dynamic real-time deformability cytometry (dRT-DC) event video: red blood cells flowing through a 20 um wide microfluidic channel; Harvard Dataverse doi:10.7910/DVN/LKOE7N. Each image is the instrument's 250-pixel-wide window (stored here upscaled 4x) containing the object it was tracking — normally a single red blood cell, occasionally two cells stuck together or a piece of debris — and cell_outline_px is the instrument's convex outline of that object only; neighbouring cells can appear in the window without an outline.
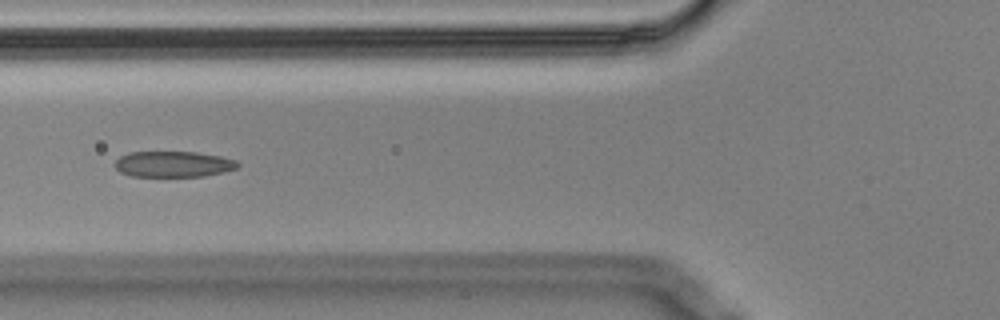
{"species": "Egyptian fruit bat (a non-hibernating species)", "species_latin": "Rousettus aegyptiacus", "temperature_condition": "cold", "stored_images_in_passage": 9, "camera_frame_rate_fps": 3000, "um_per_image_px": 0.085, "animal": {"sex": "male"}, "frame": {"image": 1, "passage_image": 6, "time_ms": 1.667, "image_size_px": [1000, 320], "cell_outline_px": [[240, 164], [236, 168], [224, 172], [204, 176], [132, 176], [120, 172], [112, 164], [120, 156], [128, 152], [196, 152], [220, 156], [236, 160]], "centroid_in_image_um": [14.71, 13.95], "position_along_channel_um": 111.1, "area_um2": 18.55}}
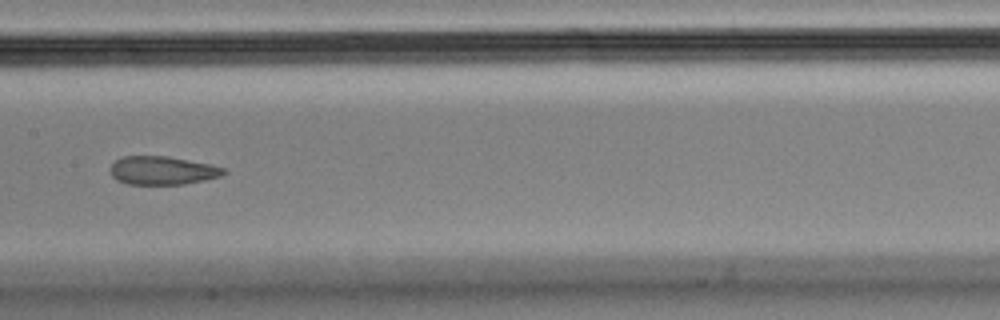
{"frame": {"image": 2, "passage_image": 8, "time_ms": 2.333, "image_size_px": [1000, 320], "cell_outline_px": [[228, 172], [220, 176], [204, 180], [184, 184], [128, 184], [116, 180], [112, 176], [112, 164], [116, 160], [124, 156], [168, 156], [208, 164], [224, 168]], "centroid_in_image_um": [13.81, 14.49], "position_along_channel_um": 193.6, "area_um2": 18.55}}
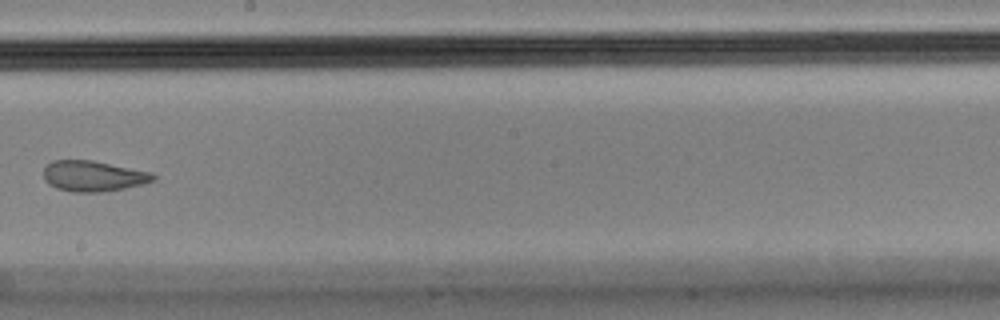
{"frame": {"image": 3, "passage_image": 9, "time_ms": 2.667, "image_size_px": [1000, 320], "cell_outline_px": [[156, 180], [144, 184], [124, 188], [100, 192], [72, 192], [56, 188], [48, 184], [44, 180], [44, 168], [52, 160], [92, 160], [152, 172], [156, 176]], "centroid_in_image_um": [7.93, 14.96], "position_along_channel_um": 240.3, "area_um2": 19.71}}